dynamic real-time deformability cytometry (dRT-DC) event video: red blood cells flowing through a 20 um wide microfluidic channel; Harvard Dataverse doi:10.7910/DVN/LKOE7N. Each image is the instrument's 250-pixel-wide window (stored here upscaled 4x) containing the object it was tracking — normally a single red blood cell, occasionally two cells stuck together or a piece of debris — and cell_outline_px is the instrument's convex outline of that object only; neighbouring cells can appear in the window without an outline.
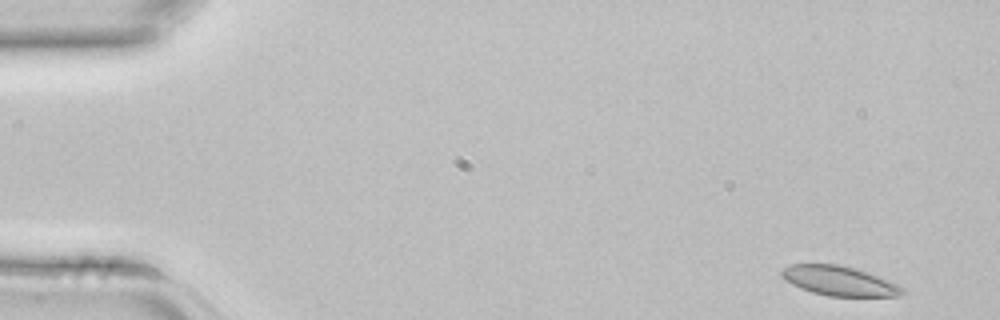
{"species": "common noctule bat (a hibernating species)", "species_latin": "Nyctalus noctula", "temperature_condition": "room temperature", "stored_images_in_passage": 4, "camera_frame_rate_fps": 3000, "um_per_image_px": 0.085, "animal": {"sex": "female", "body_mass_g": 22.7, "forearm_length_mm": 54.2}, "frame": {"image": 1, "passage_image": 1, "time_ms": 0.0, "image_size_px": [1000, 320], "cell_outline_px": [[908, 292], [900, 296], [828, 296], [812, 292], [800, 288], [784, 280], [780, 276], [780, 268], [792, 264], [840, 264], [856, 268], [868, 272], [888, 280], [904, 288]], "centroid_in_image_um": [71.32, 23.87], "position_along_channel_um": 13.7, "area_um2": 21.1}}